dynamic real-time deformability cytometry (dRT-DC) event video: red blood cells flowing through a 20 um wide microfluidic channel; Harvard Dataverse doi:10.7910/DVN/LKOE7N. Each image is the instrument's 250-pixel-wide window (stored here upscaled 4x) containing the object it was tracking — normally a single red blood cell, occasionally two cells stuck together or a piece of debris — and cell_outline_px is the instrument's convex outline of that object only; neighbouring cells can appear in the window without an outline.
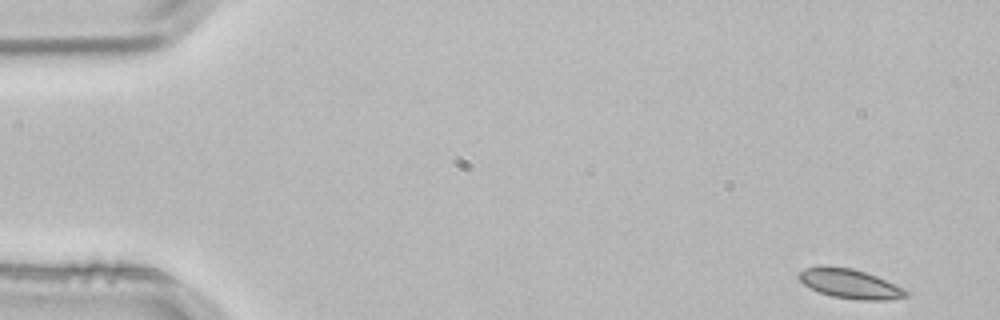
{"species": "common noctule bat (a hibernating species)", "species_latin": "Nyctalus noctula", "temperature_condition": "room temperature", "stored_images_in_passage": 3, "camera_frame_rate_fps": 3000, "um_per_image_px": 0.085, "animal": {"sex": "male", "body_mass_g": 21.5, "forearm_length_mm": 52.0}, "frame": {"image": 1, "passage_image": 1, "time_ms": 0.0, "image_size_px": [1000, 320], "cell_outline_px": [[908, 296], [884, 300], [864, 300], [832, 296], [820, 292], [804, 284], [796, 276], [804, 268], [820, 264], [852, 268], [876, 276], [904, 288], [908, 292]], "centroid_in_image_um": [72.21, 24.09], "position_along_channel_um": 12.8, "area_um2": 18.32}}
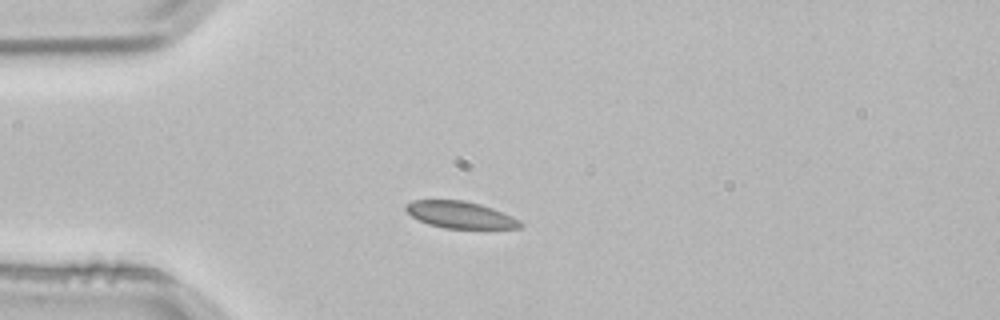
{"frame": {"image": 2, "passage_image": 3, "time_ms": 0.667, "image_size_px": [1000, 320], "cell_outline_px": [[524, 224], [520, 228], [444, 228], [428, 224], [412, 216], [404, 208], [404, 204], [412, 200], [464, 200], [480, 204], [492, 208], [512, 216], [520, 220]], "centroid_in_image_um": [39.11, 18.25], "position_along_channel_um": 45.9, "area_um2": 17.86}}